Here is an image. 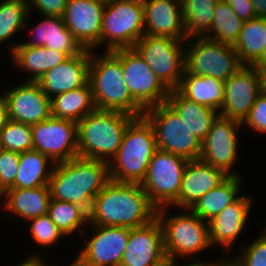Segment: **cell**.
I'll return each instance as SVG.
<instances>
[{
    "label": "cell",
    "mask_w": 266,
    "mask_h": 266,
    "mask_svg": "<svg viewBox=\"0 0 266 266\" xmlns=\"http://www.w3.org/2000/svg\"><path fill=\"white\" fill-rule=\"evenodd\" d=\"M266 45V18L256 17L244 21L236 43L233 45L243 65L252 66Z\"/></svg>",
    "instance_id": "obj_32"
},
{
    "label": "cell",
    "mask_w": 266,
    "mask_h": 266,
    "mask_svg": "<svg viewBox=\"0 0 266 266\" xmlns=\"http://www.w3.org/2000/svg\"><path fill=\"white\" fill-rule=\"evenodd\" d=\"M229 175L202 159L188 160L178 200L172 209H190L205 193L219 186Z\"/></svg>",
    "instance_id": "obj_22"
},
{
    "label": "cell",
    "mask_w": 266,
    "mask_h": 266,
    "mask_svg": "<svg viewBox=\"0 0 266 266\" xmlns=\"http://www.w3.org/2000/svg\"><path fill=\"white\" fill-rule=\"evenodd\" d=\"M242 127L241 122L219 115L202 141L200 159L229 176H242L233 169L239 156L237 132L239 133Z\"/></svg>",
    "instance_id": "obj_16"
},
{
    "label": "cell",
    "mask_w": 266,
    "mask_h": 266,
    "mask_svg": "<svg viewBox=\"0 0 266 266\" xmlns=\"http://www.w3.org/2000/svg\"><path fill=\"white\" fill-rule=\"evenodd\" d=\"M67 1L68 0H27V3L30 14L31 12L38 11L40 15L62 17Z\"/></svg>",
    "instance_id": "obj_42"
},
{
    "label": "cell",
    "mask_w": 266,
    "mask_h": 266,
    "mask_svg": "<svg viewBox=\"0 0 266 266\" xmlns=\"http://www.w3.org/2000/svg\"><path fill=\"white\" fill-rule=\"evenodd\" d=\"M123 1L137 2V3L145 4L148 0H123Z\"/></svg>",
    "instance_id": "obj_51"
},
{
    "label": "cell",
    "mask_w": 266,
    "mask_h": 266,
    "mask_svg": "<svg viewBox=\"0 0 266 266\" xmlns=\"http://www.w3.org/2000/svg\"><path fill=\"white\" fill-rule=\"evenodd\" d=\"M242 177L229 176L219 186L205 193L190 210L202 220L209 222L240 196Z\"/></svg>",
    "instance_id": "obj_30"
},
{
    "label": "cell",
    "mask_w": 266,
    "mask_h": 266,
    "mask_svg": "<svg viewBox=\"0 0 266 266\" xmlns=\"http://www.w3.org/2000/svg\"><path fill=\"white\" fill-rule=\"evenodd\" d=\"M161 223L130 228V236L120 266H162L167 261Z\"/></svg>",
    "instance_id": "obj_18"
},
{
    "label": "cell",
    "mask_w": 266,
    "mask_h": 266,
    "mask_svg": "<svg viewBox=\"0 0 266 266\" xmlns=\"http://www.w3.org/2000/svg\"><path fill=\"white\" fill-rule=\"evenodd\" d=\"M252 198L250 195L240 194L233 203L208 222L211 247L219 245L221 249L230 253V248H233L236 239L240 238L248 223L247 219L253 205Z\"/></svg>",
    "instance_id": "obj_20"
},
{
    "label": "cell",
    "mask_w": 266,
    "mask_h": 266,
    "mask_svg": "<svg viewBox=\"0 0 266 266\" xmlns=\"http://www.w3.org/2000/svg\"><path fill=\"white\" fill-rule=\"evenodd\" d=\"M176 90L185 98L217 112L223 104L224 81L208 76L184 73Z\"/></svg>",
    "instance_id": "obj_28"
},
{
    "label": "cell",
    "mask_w": 266,
    "mask_h": 266,
    "mask_svg": "<svg viewBox=\"0 0 266 266\" xmlns=\"http://www.w3.org/2000/svg\"><path fill=\"white\" fill-rule=\"evenodd\" d=\"M210 266H236L234 262L228 257H222L221 259L217 260L210 264Z\"/></svg>",
    "instance_id": "obj_49"
},
{
    "label": "cell",
    "mask_w": 266,
    "mask_h": 266,
    "mask_svg": "<svg viewBox=\"0 0 266 266\" xmlns=\"http://www.w3.org/2000/svg\"><path fill=\"white\" fill-rule=\"evenodd\" d=\"M101 0H68L62 16L66 27L84 49L100 47L103 12Z\"/></svg>",
    "instance_id": "obj_17"
},
{
    "label": "cell",
    "mask_w": 266,
    "mask_h": 266,
    "mask_svg": "<svg viewBox=\"0 0 266 266\" xmlns=\"http://www.w3.org/2000/svg\"><path fill=\"white\" fill-rule=\"evenodd\" d=\"M27 0H1L0 2V45L9 43L11 54L19 43L8 42L16 36L17 32L26 31L30 25ZM26 28V30H25ZM12 45V46H11Z\"/></svg>",
    "instance_id": "obj_33"
},
{
    "label": "cell",
    "mask_w": 266,
    "mask_h": 266,
    "mask_svg": "<svg viewBox=\"0 0 266 266\" xmlns=\"http://www.w3.org/2000/svg\"><path fill=\"white\" fill-rule=\"evenodd\" d=\"M184 42L170 37L144 35L134 48L159 80L172 90L179 86L185 72Z\"/></svg>",
    "instance_id": "obj_11"
},
{
    "label": "cell",
    "mask_w": 266,
    "mask_h": 266,
    "mask_svg": "<svg viewBox=\"0 0 266 266\" xmlns=\"http://www.w3.org/2000/svg\"><path fill=\"white\" fill-rule=\"evenodd\" d=\"M36 253L38 254V252H35V254L31 253V255H28L27 259H24V261L20 262L17 266H36V257L42 258L40 254L37 255Z\"/></svg>",
    "instance_id": "obj_47"
},
{
    "label": "cell",
    "mask_w": 266,
    "mask_h": 266,
    "mask_svg": "<svg viewBox=\"0 0 266 266\" xmlns=\"http://www.w3.org/2000/svg\"><path fill=\"white\" fill-rule=\"evenodd\" d=\"M33 150L48 156L54 163L79 157L77 123L50 116L31 125Z\"/></svg>",
    "instance_id": "obj_14"
},
{
    "label": "cell",
    "mask_w": 266,
    "mask_h": 266,
    "mask_svg": "<svg viewBox=\"0 0 266 266\" xmlns=\"http://www.w3.org/2000/svg\"><path fill=\"white\" fill-rule=\"evenodd\" d=\"M256 17L266 18V0H251Z\"/></svg>",
    "instance_id": "obj_45"
},
{
    "label": "cell",
    "mask_w": 266,
    "mask_h": 266,
    "mask_svg": "<svg viewBox=\"0 0 266 266\" xmlns=\"http://www.w3.org/2000/svg\"><path fill=\"white\" fill-rule=\"evenodd\" d=\"M219 0H181L186 39L205 37L213 23Z\"/></svg>",
    "instance_id": "obj_34"
},
{
    "label": "cell",
    "mask_w": 266,
    "mask_h": 266,
    "mask_svg": "<svg viewBox=\"0 0 266 266\" xmlns=\"http://www.w3.org/2000/svg\"><path fill=\"white\" fill-rule=\"evenodd\" d=\"M156 150L152 124L144 115L135 117L128 124L120 148L109 163L111 180L141 184Z\"/></svg>",
    "instance_id": "obj_5"
},
{
    "label": "cell",
    "mask_w": 266,
    "mask_h": 266,
    "mask_svg": "<svg viewBox=\"0 0 266 266\" xmlns=\"http://www.w3.org/2000/svg\"><path fill=\"white\" fill-rule=\"evenodd\" d=\"M121 66L131 96L144 109L166 102L170 90L135 48L121 49Z\"/></svg>",
    "instance_id": "obj_13"
},
{
    "label": "cell",
    "mask_w": 266,
    "mask_h": 266,
    "mask_svg": "<svg viewBox=\"0 0 266 266\" xmlns=\"http://www.w3.org/2000/svg\"><path fill=\"white\" fill-rule=\"evenodd\" d=\"M43 259H45V258L36 257V266H48L49 264H47V261L45 262ZM68 266H79L76 258H75V260L73 259L72 263H70V265L68 264Z\"/></svg>",
    "instance_id": "obj_50"
},
{
    "label": "cell",
    "mask_w": 266,
    "mask_h": 266,
    "mask_svg": "<svg viewBox=\"0 0 266 266\" xmlns=\"http://www.w3.org/2000/svg\"><path fill=\"white\" fill-rule=\"evenodd\" d=\"M0 148L17 153L33 150L31 125L9 120L0 133Z\"/></svg>",
    "instance_id": "obj_37"
},
{
    "label": "cell",
    "mask_w": 266,
    "mask_h": 266,
    "mask_svg": "<svg viewBox=\"0 0 266 266\" xmlns=\"http://www.w3.org/2000/svg\"><path fill=\"white\" fill-rule=\"evenodd\" d=\"M9 121L8 107L3 95L0 97V133Z\"/></svg>",
    "instance_id": "obj_44"
},
{
    "label": "cell",
    "mask_w": 266,
    "mask_h": 266,
    "mask_svg": "<svg viewBox=\"0 0 266 266\" xmlns=\"http://www.w3.org/2000/svg\"><path fill=\"white\" fill-rule=\"evenodd\" d=\"M10 56L14 67L29 73L30 76L25 81L32 82H37L47 70L69 58L63 52L29 45H17Z\"/></svg>",
    "instance_id": "obj_26"
},
{
    "label": "cell",
    "mask_w": 266,
    "mask_h": 266,
    "mask_svg": "<svg viewBox=\"0 0 266 266\" xmlns=\"http://www.w3.org/2000/svg\"><path fill=\"white\" fill-rule=\"evenodd\" d=\"M96 109L120 111L133 117L144 115V108L131 96L124 81L121 49L100 55L91 50L88 80Z\"/></svg>",
    "instance_id": "obj_3"
},
{
    "label": "cell",
    "mask_w": 266,
    "mask_h": 266,
    "mask_svg": "<svg viewBox=\"0 0 266 266\" xmlns=\"http://www.w3.org/2000/svg\"><path fill=\"white\" fill-rule=\"evenodd\" d=\"M242 126L259 134L266 133V89L258 96Z\"/></svg>",
    "instance_id": "obj_41"
},
{
    "label": "cell",
    "mask_w": 266,
    "mask_h": 266,
    "mask_svg": "<svg viewBox=\"0 0 266 266\" xmlns=\"http://www.w3.org/2000/svg\"><path fill=\"white\" fill-rule=\"evenodd\" d=\"M96 110L89 82L51 98V116L78 123Z\"/></svg>",
    "instance_id": "obj_29"
},
{
    "label": "cell",
    "mask_w": 266,
    "mask_h": 266,
    "mask_svg": "<svg viewBox=\"0 0 266 266\" xmlns=\"http://www.w3.org/2000/svg\"><path fill=\"white\" fill-rule=\"evenodd\" d=\"M90 226V228H89ZM94 231L76 257L79 266H120L130 236L128 227L88 224Z\"/></svg>",
    "instance_id": "obj_15"
},
{
    "label": "cell",
    "mask_w": 266,
    "mask_h": 266,
    "mask_svg": "<svg viewBox=\"0 0 266 266\" xmlns=\"http://www.w3.org/2000/svg\"><path fill=\"white\" fill-rule=\"evenodd\" d=\"M110 180L108 162L76 157L55 163L48 185L51 199L78 204L89 212Z\"/></svg>",
    "instance_id": "obj_2"
},
{
    "label": "cell",
    "mask_w": 266,
    "mask_h": 266,
    "mask_svg": "<svg viewBox=\"0 0 266 266\" xmlns=\"http://www.w3.org/2000/svg\"><path fill=\"white\" fill-rule=\"evenodd\" d=\"M166 102L201 141L207 137L213 122L219 116L216 110L185 98L176 89L169 91Z\"/></svg>",
    "instance_id": "obj_27"
},
{
    "label": "cell",
    "mask_w": 266,
    "mask_h": 266,
    "mask_svg": "<svg viewBox=\"0 0 266 266\" xmlns=\"http://www.w3.org/2000/svg\"><path fill=\"white\" fill-rule=\"evenodd\" d=\"M170 206L157 210V219L161 223L164 246L168 259L178 260L202 253L210 248L209 224L190 209L168 213ZM183 211V212H182ZM168 214L170 216L168 217Z\"/></svg>",
    "instance_id": "obj_6"
},
{
    "label": "cell",
    "mask_w": 266,
    "mask_h": 266,
    "mask_svg": "<svg viewBox=\"0 0 266 266\" xmlns=\"http://www.w3.org/2000/svg\"><path fill=\"white\" fill-rule=\"evenodd\" d=\"M264 89V70L244 65L224 81V99L219 115L242 123Z\"/></svg>",
    "instance_id": "obj_12"
},
{
    "label": "cell",
    "mask_w": 266,
    "mask_h": 266,
    "mask_svg": "<svg viewBox=\"0 0 266 266\" xmlns=\"http://www.w3.org/2000/svg\"><path fill=\"white\" fill-rule=\"evenodd\" d=\"M44 18L29 30V41L18 45L45 47L65 53L68 57L82 53L85 49L74 38L60 16L41 15ZM32 38V39H31Z\"/></svg>",
    "instance_id": "obj_24"
},
{
    "label": "cell",
    "mask_w": 266,
    "mask_h": 266,
    "mask_svg": "<svg viewBox=\"0 0 266 266\" xmlns=\"http://www.w3.org/2000/svg\"><path fill=\"white\" fill-rule=\"evenodd\" d=\"M48 215L66 237L80 232V235L86 238L84 233L85 227L89 224V212L84 207L75 203L51 199Z\"/></svg>",
    "instance_id": "obj_35"
},
{
    "label": "cell",
    "mask_w": 266,
    "mask_h": 266,
    "mask_svg": "<svg viewBox=\"0 0 266 266\" xmlns=\"http://www.w3.org/2000/svg\"><path fill=\"white\" fill-rule=\"evenodd\" d=\"M239 250L231 258L236 266H266V227L255 241Z\"/></svg>",
    "instance_id": "obj_39"
},
{
    "label": "cell",
    "mask_w": 266,
    "mask_h": 266,
    "mask_svg": "<svg viewBox=\"0 0 266 266\" xmlns=\"http://www.w3.org/2000/svg\"><path fill=\"white\" fill-rule=\"evenodd\" d=\"M54 165L48 156L39 151L20 153L14 188L31 189L48 185Z\"/></svg>",
    "instance_id": "obj_31"
},
{
    "label": "cell",
    "mask_w": 266,
    "mask_h": 266,
    "mask_svg": "<svg viewBox=\"0 0 266 266\" xmlns=\"http://www.w3.org/2000/svg\"><path fill=\"white\" fill-rule=\"evenodd\" d=\"M143 36V4L123 0L106 2L100 37V45H105V51L134 48Z\"/></svg>",
    "instance_id": "obj_9"
},
{
    "label": "cell",
    "mask_w": 266,
    "mask_h": 266,
    "mask_svg": "<svg viewBox=\"0 0 266 266\" xmlns=\"http://www.w3.org/2000/svg\"><path fill=\"white\" fill-rule=\"evenodd\" d=\"M176 262H179V261L178 260H173V259H167V261L162 266H179V264L176 263ZM213 262H216V260L215 261H210V262L207 261L206 262V260L205 261H201V259H200V261L199 260L194 261V262L192 261L191 264L186 263V265L184 264L182 266H210V264L213 263ZM180 266H181V264H180Z\"/></svg>",
    "instance_id": "obj_46"
},
{
    "label": "cell",
    "mask_w": 266,
    "mask_h": 266,
    "mask_svg": "<svg viewBox=\"0 0 266 266\" xmlns=\"http://www.w3.org/2000/svg\"><path fill=\"white\" fill-rule=\"evenodd\" d=\"M184 63V73L223 81L244 66L233 45L206 37H195L185 41Z\"/></svg>",
    "instance_id": "obj_7"
},
{
    "label": "cell",
    "mask_w": 266,
    "mask_h": 266,
    "mask_svg": "<svg viewBox=\"0 0 266 266\" xmlns=\"http://www.w3.org/2000/svg\"><path fill=\"white\" fill-rule=\"evenodd\" d=\"M260 70L266 69V45L264 48V51L262 53V56L252 65Z\"/></svg>",
    "instance_id": "obj_48"
},
{
    "label": "cell",
    "mask_w": 266,
    "mask_h": 266,
    "mask_svg": "<svg viewBox=\"0 0 266 266\" xmlns=\"http://www.w3.org/2000/svg\"><path fill=\"white\" fill-rule=\"evenodd\" d=\"M134 118L124 112L98 109L86 115L77 123L79 157L110 163Z\"/></svg>",
    "instance_id": "obj_4"
},
{
    "label": "cell",
    "mask_w": 266,
    "mask_h": 266,
    "mask_svg": "<svg viewBox=\"0 0 266 266\" xmlns=\"http://www.w3.org/2000/svg\"><path fill=\"white\" fill-rule=\"evenodd\" d=\"M20 153L0 148V197L9 188H14L18 173Z\"/></svg>",
    "instance_id": "obj_40"
},
{
    "label": "cell",
    "mask_w": 266,
    "mask_h": 266,
    "mask_svg": "<svg viewBox=\"0 0 266 266\" xmlns=\"http://www.w3.org/2000/svg\"><path fill=\"white\" fill-rule=\"evenodd\" d=\"M144 116L154 128L157 149L187 160L200 159L202 141L167 102L145 109Z\"/></svg>",
    "instance_id": "obj_8"
},
{
    "label": "cell",
    "mask_w": 266,
    "mask_h": 266,
    "mask_svg": "<svg viewBox=\"0 0 266 266\" xmlns=\"http://www.w3.org/2000/svg\"><path fill=\"white\" fill-rule=\"evenodd\" d=\"M243 21L256 18L253 3L251 0H225Z\"/></svg>",
    "instance_id": "obj_43"
},
{
    "label": "cell",
    "mask_w": 266,
    "mask_h": 266,
    "mask_svg": "<svg viewBox=\"0 0 266 266\" xmlns=\"http://www.w3.org/2000/svg\"><path fill=\"white\" fill-rule=\"evenodd\" d=\"M143 10L144 35L187 40L181 0H148Z\"/></svg>",
    "instance_id": "obj_23"
},
{
    "label": "cell",
    "mask_w": 266,
    "mask_h": 266,
    "mask_svg": "<svg viewBox=\"0 0 266 266\" xmlns=\"http://www.w3.org/2000/svg\"><path fill=\"white\" fill-rule=\"evenodd\" d=\"M50 200L49 185L31 189L9 188L0 197V208L3 207L8 213H13L26 222L34 217L47 215Z\"/></svg>",
    "instance_id": "obj_25"
},
{
    "label": "cell",
    "mask_w": 266,
    "mask_h": 266,
    "mask_svg": "<svg viewBox=\"0 0 266 266\" xmlns=\"http://www.w3.org/2000/svg\"><path fill=\"white\" fill-rule=\"evenodd\" d=\"M188 160L157 149L140 184L157 207L173 205L179 198L182 176Z\"/></svg>",
    "instance_id": "obj_10"
},
{
    "label": "cell",
    "mask_w": 266,
    "mask_h": 266,
    "mask_svg": "<svg viewBox=\"0 0 266 266\" xmlns=\"http://www.w3.org/2000/svg\"><path fill=\"white\" fill-rule=\"evenodd\" d=\"M2 95L8 107L9 120L34 125L51 116V99L37 82L24 81Z\"/></svg>",
    "instance_id": "obj_19"
},
{
    "label": "cell",
    "mask_w": 266,
    "mask_h": 266,
    "mask_svg": "<svg viewBox=\"0 0 266 266\" xmlns=\"http://www.w3.org/2000/svg\"><path fill=\"white\" fill-rule=\"evenodd\" d=\"M157 210L139 183L110 180L93 199L89 223L136 228L156 219Z\"/></svg>",
    "instance_id": "obj_1"
},
{
    "label": "cell",
    "mask_w": 266,
    "mask_h": 266,
    "mask_svg": "<svg viewBox=\"0 0 266 266\" xmlns=\"http://www.w3.org/2000/svg\"><path fill=\"white\" fill-rule=\"evenodd\" d=\"M91 50L69 57L63 63L47 70L37 81L51 99L54 96L86 85L89 80Z\"/></svg>",
    "instance_id": "obj_21"
},
{
    "label": "cell",
    "mask_w": 266,
    "mask_h": 266,
    "mask_svg": "<svg viewBox=\"0 0 266 266\" xmlns=\"http://www.w3.org/2000/svg\"><path fill=\"white\" fill-rule=\"evenodd\" d=\"M29 221L31 222L29 225L31 239L41 247L56 245L62 237L66 238L59 228L51 221L48 214L31 218L28 222Z\"/></svg>",
    "instance_id": "obj_38"
},
{
    "label": "cell",
    "mask_w": 266,
    "mask_h": 266,
    "mask_svg": "<svg viewBox=\"0 0 266 266\" xmlns=\"http://www.w3.org/2000/svg\"><path fill=\"white\" fill-rule=\"evenodd\" d=\"M243 24L244 21L236 15L232 7L225 0H219L216 3L212 27L205 37L213 41L234 45Z\"/></svg>",
    "instance_id": "obj_36"
}]
</instances>
